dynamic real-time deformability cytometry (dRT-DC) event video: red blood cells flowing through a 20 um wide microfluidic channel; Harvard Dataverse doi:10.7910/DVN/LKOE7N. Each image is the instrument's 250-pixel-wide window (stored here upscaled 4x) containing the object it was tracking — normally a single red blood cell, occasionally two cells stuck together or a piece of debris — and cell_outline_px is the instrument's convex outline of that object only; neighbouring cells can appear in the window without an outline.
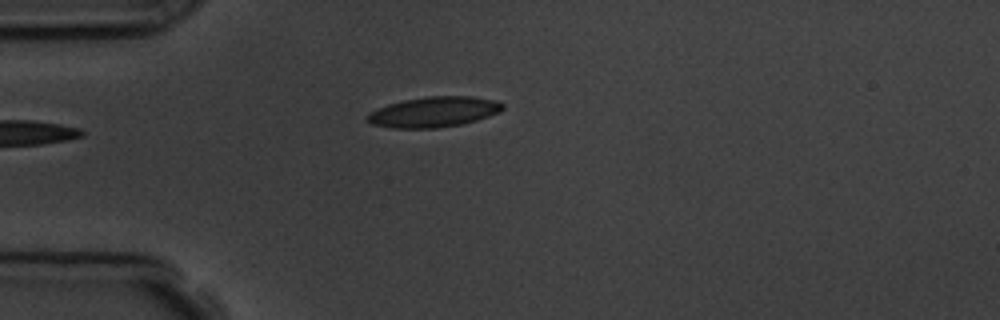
{"species": "common noctule bat (a hibernating species)", "species_latin": "Nyctalus noctula", "temperature_condition": "room temperature", "stored_images_in_passage": 5, "camera_frame_rate_fps": 3000, "um_per_image_px": 0.085, "animal": {"sex": "male", "body_mass_g": 19.5, "forearm_length_mm": 54.6}, "frame": {"image": 1, "passage_image": 5, "time_ms": 4.667, "image_size_px": [1000, 320], "cell_outline_px": [[504, 108], [500, 112], [476, 120], [460, 124], [436, 128], [392, 128], [372, 124], [364, 120], [368, 112], [388, 104], [404, 100], [428, 96], [472, 96], [496, 100], [504, 104]], "centroid_in_image_um": [36.85, 9.51], "position_along_channel_um": 48.1, "area_um2": 24.04}}